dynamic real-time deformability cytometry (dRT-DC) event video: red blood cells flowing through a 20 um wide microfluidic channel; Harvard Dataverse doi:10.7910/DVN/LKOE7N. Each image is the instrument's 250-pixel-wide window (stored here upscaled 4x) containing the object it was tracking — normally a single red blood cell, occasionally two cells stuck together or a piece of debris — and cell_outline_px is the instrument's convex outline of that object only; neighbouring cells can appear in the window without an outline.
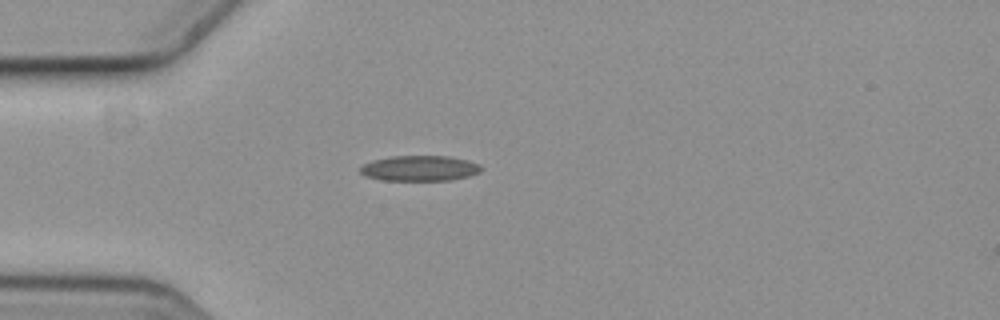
{"species": "common noctule bat (a hibernating species)", "species_latin": "Nyctalus noctula", "temperature_condition": "cold", "stored_images_in_passage": 2, "camera_frame_rate_fps": 3000, "um_per_image_px": 0.085, "animal": {"sex": "female", "body_mass_g": 19.3, "forearm_length_mm": 54.1}, "frame": {"image": 1, "passage_image": 1, "time_ms": 0.0, "image_size_px": [1000, 320], "cell_outline_px": [[484, 168], [480, 172], [468, 176], [452, 180], [384, 180], [364, 176], [360, 172], [360, 168], [364, 164], [372, 160], [392, 156], [448, 156], [468, 160], [480, 164]], "centroid_in_image_um": [35.7, 14.3], "position_along_channel_um": 49.3, "area_um2": 17.98}}